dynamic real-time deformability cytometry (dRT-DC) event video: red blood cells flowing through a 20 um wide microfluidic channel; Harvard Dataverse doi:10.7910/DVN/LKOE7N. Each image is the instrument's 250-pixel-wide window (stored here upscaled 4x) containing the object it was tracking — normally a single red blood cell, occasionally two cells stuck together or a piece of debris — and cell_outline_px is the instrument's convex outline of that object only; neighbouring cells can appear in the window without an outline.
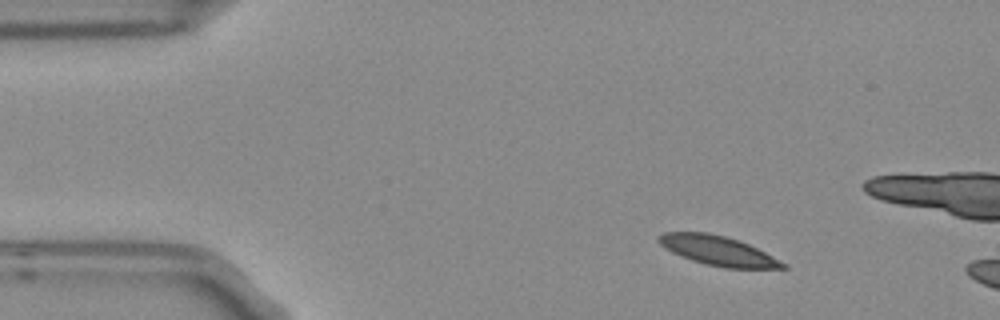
{"species": "Egyptian fruit bat (a non-hibernating species)", "species_latin": "Rousettus aegyptiacus", "temperature_condition": "room temperature", "stored_images_in_passage": 3, "camera_frame_rate_fps": 3000, "um_per_image_px": 0.085, "frame": {"image": 1, "passage_image": 1, "time_ms": 0.0, "image_size_px": [1000, 320], "cell_outline_px": [[788, 268], [724, 268], [704, 264], [680, 256], [664, 248], [656, 240], [656, 236], [664, 232], [708, 232], [740, 240], [788, 264]], "centroid_in_image_um": [60.99, 21.3], "position_along_channel_um": 24.0, "area_um2": 21.44}}